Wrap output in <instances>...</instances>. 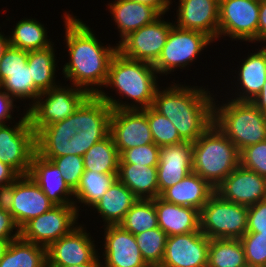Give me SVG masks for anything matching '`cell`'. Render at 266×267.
<instances>
[{
  "label": "cell",
  "instance_id": "cell-49",
  "mask_svg": "<svg viewBox=\"0 0 266 267\" xmlns=\"http://www.w3.org/2000/svg\"><path fill=\"white\" fill-rule=\"evenodd\" d=\"M14 98L8 95L0 87V125H6L5 121L12 119L11 112L14 110ZM13 109V110H12Z\"/></svg>",
  "mask_w": 266,
  "mask_h": 267
},
{
  "label": "cell",
  "instance_id": "cell-31",
  "mask_svg": "<svg viewBox=\"0 0 266 267\" xmlns=\"http://www.w3.org/2000/svg\"><path fill=\"white\" fill-rule=\"evenodd\" d=\"M55 57L53 45L45 49L28 52L27 64L34 81V87L40 93L57 86V82H55V65H57L55 60L57 59Z\"/></svg>",
  "mask_w": 266,
  "mask_h": 267
},
{
  "label": "cell",
  "instance_id": "cell-21",
  "mask_svg": "<svg viewBox=\"0 0 266 267\" xmlns=\"http://www.w3.org/2000/svg\"><path fill=\"white\" fill-rule=\"evenodd\" d=\"M28 175L39 185L52 204L74 205V199L71 198L74 197V192L65 183L61 171L51 160L35 152Z\"/></svg>",
  "mask_w": 266,
  "mask_h": 267
},
{
  "label": "cell",
  "instance_id": "cell-42",
  "mask_svg": "<svg viewBox=\"0 0 266 267\" xmlns=\"http://www.w3.org/2000/svg\"><path fill=\"white\" fill-rule=\"evenodd\" d=\"M70 139L57 135H35L36 153L43 158L69 155Z\"/></svg>",
  "mask_w": 266,
  "mask_h": 267
},
{
  "label": "cell",
  "instance_id": "cell-28",
  "mask_svg": "<svg viewBox=\"0 0 266 267\" xmlns=\"http://www.w3.org/2000/svg\"><path fill=\"white\" fill-rule=\"evenodd\" d=\"M119 179L138 199L158 197L157 166L119 164Z\"/></svg>",
  "mask_w": 266,
  "mask_h": 267
},
{
  "label": "cell",
  "instance_id": "cell-13",
  "mask_svg": "<svg viewBox=\"0 0 266 267\" xmlns=\"http://www.w3.org/2000/svg\"><path fill=\"white\" fill-rule=\"evenodd\" d=\"M209 243L201 231L169 236L159 267H207Z\"/></svg>",
  "mask_w": 266,
  "mask_h": 267
},
{
  "label": "cell",
  "instance_id": "cell-32",
  "mask_svg": "<svg viewBox=\"0 0 266 267\" xmlns=\"http://www.w3.org/2000/svg\"><path fill=\"white\" fill-rule=\"evenodd\" d=\"M47 29L35 19H22L16 23L9 36L10 45L23 51H35L48 48L52 44L47 37Z\"/></svg>",
  "mask_w": 266,
  "mask_h": 267
},
{
  "label": "cell",
  "instance_id": "cell-27",
  "mask_svg": "<svg viewBox=\"0 0 266 267\" xmlns=\"http://www.w3.org/2000/svg\"><path fill=\"white\" fill-rule=\"evenodd\" d=\"M139 199L119 180L105 192L102 198L93 206V210L101 215L106 225H119L125 214Z\"/></svg>",
  "mask_w": 266,
  "mask_h": 267
},
{
  "label": "cell",
  "instance_id": "cell-5",
  "mask_svg": "<svg viewBox=\"0 0 266 267\" xmlns=\"http://www.w3.org/2000/svg\"><path fill=\"white\" fill-rule=\"evenodd\" d=\"M214 100V123L239 152L266 140V113L250 101L228 99L219 106Z\"/></svg>",
  "mask_w": 266,
  "mask_h": 267
},
{
  "label": "cell",
  "instance_id": "cell-50",
  "mask_svg": "<svg viewBox=\"0 0 266 267\" xmlns=\"http://www.w3.org/2000/svg\"><path fill=\"white\" fill-rule=\"evenodd\" d=\"M14 201V182L0 186V209L11 211Z\"/></svg>",
  "mask_w": 266,
  "mask_h": 267
},
{
  "label": "cell",
  "instance_id": "cell-56",
  "mask_svg": "<svg viewBox=\"0 0 266 267\" xmlns=\"http://www.w3.org/2000/svg\"><path fill=\"white\" fill-rule=\"evenodd\" d=\"M9 46H10L9 35L5 36L4 33L2 34V32H0V61Z\"/></svg>",
  "mask_w": 266,
  "mask_h": 267
},
{
  "label": "cell",
  "instance_id": "cell-38",
  "mask_svg": "<svg viewBox=\"0 0 266 267\" xmlns=\"http://www.w3.org/2000/svg\"><path fill=\"white\" fill-rule=\"evenodd\" d=\"M141 111L147 116L153 142L158 147L179 144L184 141L172 122L152 106Z\"/></svg>",
  "mask_w": 266,
  "mask_h": 267
},
{
  "label": "cell",
  "instance_id": "cell-44",
  "mask_svg": "<svg viewBox=\"0 0 266 267\" xmlns=\"http://www.w3.org/2000/svg\"><path fill=\"white\" fill-rule=\"evenodd\" d=\"M247 233L266 235V199L248 206Z\"/></svg>",
  "mask_w": 266,
  "mask_h": 267
},
{
  "label": "cell",
  "instance_id": "cell-53",
  "mask_svg": "<svg viewBox=\"0 0 266 267\" xmlns=\"http://www.w3.org/2000/svg\"><path fill=\"white\" fill-rule=\"evenodd\" d=\"M154 8L160 15H165L170 9L172 0H132Z\"/></svg>",
  "mask_w": 266,
  "mask_h": 267
},
{
  "label": "cell",
  "instance_id": "cell-45",
  "mask_svg": "<svg viewBox=\"0 0 266 267\" xmlns=\"http://www.w3.org/2000/svg\"><path fill=\"white\" fill-rule=\"evenodd\" d=\"M109 134H88L78 131L69 141V155L83 156L95 143Z\"/></svg>",
  "mask_w": 266,
  "mask_h": 267
},
{
  "label": "cell",
  "instance_id": "cell-11",
  "mask_svg": "<svg viewBox=\"0 0 266 267\" xmlns=\"http://www.w3.org/2000/svg\"><path fill=\"white\" fill-rule=\"evenodd\" d=\"M78 216L74 205H55L49 211L28 221L20 229V237L47 248L77 226Z\"/></svg>",
  "mask_w": 266,
  "mask_h": 267
},
{
  "label": "cell",
  "instance_id": "cell-25",
  "mask_svg": "<svg viewBox=\"0 0 266 267\" xmlns=\"http://www.w3.org/2000/svg\"><path fill=\"white\" fill-rule=\"evenodd\" d=\"M245 58L237 74L239 97H234L237 101H252L261 91L266 80V47H262L257 52L250 53ZM240 85V86H239ZM242 91V92H240ZM240 93V94H239Z\"/></svg>",
  "mask_w": 266,
  "mask_h": 267
},
{
  "label": "cell",
  "instance_id": "cell-19",
  "mask_svg": "<svg viewBox=\"0 0 266 267\" xmlns=\"http://www.w3.org/2000/svg\"><path fill=\"white\" fill-rule=\"evenodd\" d=\"M193 143L183 141L179 144L160 147L157 165L158 197L160 194L192 172Z\"/></svg>",
  "mask_w": 266,
  "mask_h": 267
},
{
  "label": "cell",
  "instance_id": "cell-52",
  "mask_svg": "<svg viewBox=\"0 0 266 267\" xmlns=\"http://www.w3.org/2000/svg\"><path fill=\"white\" fill-rule=\"evenodd\" d=\"M19 176L12 167L0 161V186L14 182Z\"/></svg>",
  "mask_w": 266,
  "mask_h": 267
},
{
  "label": "cell",
  "instance_id": "cell-55",
  "mask_svg": "<svg viewBox=\"0 0 266 267\" xmlns=\"http://www.w3.org/2000/svg\"><path fill=\"white\" fill-rule=\"evenodd\" d=\"M99 253L98 255L90 262L85 264L79 265H68V266H47V267H102V262L99 260Z\"/></svg>",
  "mask_w": 266,
  "mask_h": 267
},
{
  "label": "cell",
  "instance_id": "cell-15",
  "mask_svg": "<svg viewBox=\"0 0 266 267\" xmlns=\"http://www.w3.org/2000/svg\"><path fill=\"white\" fill-rule=\"evenodd\" d=\"M109 134L120 154L154 143L147 116L141 110H112Z\"/></svg>",
  "mask_w": 266,
  "mask_h": 267
},
{
  "label": "cell",
  "instance_id": "cell-35",
  "mask_svg": "<svg viewBox=\"0 0 266 267\" xmlns=\"http://www.w3.org/2000/svg\"><path fill=\"white\" fill-rule=\"evenodd\" d=\"M0 87L14 99L36 101L40 92L34 87L30 68L26 64L16 71H0Z\"/></svg>",
  "mask_w": 266,
  "mask_h": 267
},
{
  "label": "cell",
  "instance_id": "cell-51",
  "mask_svg": "<svg viewBox=\"0 0 266 267\" xmlns=\"http://www.w3.org/2000/svg\"><path fill=\"white\" fill-rule=\"evenodd\" d=\"M259 42L266 43V0H260L259 4L258 43ZM262 46L266 47V45Z\"/></svg>",
  "mask_w": 266,
  "mask_h": 267
},
{
  "label": "cell",
  "instance_id": "cell-37",
  "mask_svg": "<svg viewBox=\"0 0 266 267\" xmlns=\"http://www.w3.org/2000/svg\"><path fill=\"white\" fill-rule=\"evenodd\" d=\"M144 261L159 267L164 256L167 234L159 227L134 235Z\"/></svg>",
  "mask_w": 266,
  "mask_h": 267
},
{
  "label": "cell",
  "instance_id": "cell-17",
  "mask_svg": "<svg viewBox=\"0 0 266 267\" xmlns=\"http://www.w3.org/2000/svg\"><path fill=\"white\" fill-rule=\"evenodd\" d=\"M102 267H150L143 259L135 236L120 225L104 226Z\"/></svg>",
  "mask_w": 266,
  "mask_h": 267
},
{
  "label": "cell",
  "instance_id": "cell-12",
  "mask_svg": "<svg viewBox=\"0 0 266 267\" xmlns=\"http://www.w3.org/2000/svg\"><path fill=\"white\" fill-rule=\"evenodd\" d=\"M163 19L160 15L152 23L128 34L117 43V51L126 58L153 65L158 60L174 25Z\"/></svg>",
  "mask_w": 266,
  "mask_h": 267
},
{
  "label": "cell",
  "instance_id": "cell-14",
  "mask_svg": "<svg viewBox=\"0 0 266 267\" xmlns=\"http://www.w3.org/2000/svg\"><path fill=\"white\" fill-rule=\"evenodd\" d=\"M90 233L78 225L46 248L47 266H68L90 263L97 249Z\"/></svg>",
  "mask_w": 266,
  "mask_h": 267
},
{
  "label": "cell",
  "instance_id": "cell-29",
  "mask_svg": "<svg viewBox=\"0 0 266 267\" xmlns=\"http://www.w3.org/2000/svg\"><path fill=\"white\" fill-rule=\"evenodd\" d=\"M0 267H47L46 247L19 237L9 243Z\"/></svg>",
  "mask_w": 266,
  "mask_h": 267
},
{
  "label": "cell",
  "instance_id": "cell-54",
  "mask_svg": "<svg viewBox=\"0 0 266 267\" xmlns=\"http://www.w3.org/2000/svg\"><path fill=\"white\" fill-rule=\"evenodd\" d=\"M251 102L263 113H266V80L260 93Z\"/></svg>",
  "mask_w": 266,
  "mask_h": 267
},
{
  "label": "cell",
  "instance_id": "cell-24",
  "mask_svg": "<svg viewBox=\"0 0 266 267\" xmlns=\"http://www.w3.org/2000/svg\"><path fill=\"white\" fill-rule=\"evenodd\" d=\"M107 8L113 15L121 40L160 16L154 8L132 0H115Z\"/></svg>",
  "mask_w": 266,
  "mask_h": 267
},
{
  "label": "cell",
  "instance_id": "cell-48",
  "mask_svg": "<svg viewBox=\"0 0 266 267\" xmlns=\"http://www.w3.org/2000/svg\"><path fill=\"white\" fill-rule=\"evenodd\" d=\"M13 230H16L15 233H13ZM19 237L20 229L10 212L0 209V240L13 241Z\"/></svg>",
  "mask_w": 266,
  "mask_h": 267
},
{
  "label": "cell",
  "instance_id": "cell-36",
  "mask_svg": "<svg viewBox=\"0 0 266 267\" xmlns=\"http://www.w3.org/2000/svg\"><path fill=\"white\" fill-rule=\"evenodd\" d=\"M119 225L133 235L159 227L154 201L139 199L125 214Z\"/></svg>",
  "mask_w": 266,
  "mask_h": 267
},
{
  "label": "cell",
  "instance_id": "cell-47",
  "mask_svg": "<svg viewBox=\"0 0 266 267\" xmlns=\"http://www.w3.org/2000/svg\"><path fill=\"white\" fill-rule=\"evenodd\" d=\"M77 128L74 125V113L66 119L43 127L35 135H57L72 138L77 134Z\"/></svg>",
  "mask_w": 266,
  "mask_h": 267
},
{
  "label": "cell",
  "instance_id": "cell-57",
  "mask_svg": "<svg viewBox=\"0 0 266 267\" xmlns=\"http://www.w3.org/2000/svg\"><path fill=\"white\" fill-rule=\"evenodd\" d=\"M11 241H5V240H0V260L3 258V255Z\"/></svg>",
  "mask_w": 266,
  "mask_h": 267
},
{
  "label": "cell",
  "instance_id": "cell-23",
  "mask_svg": "<svg viewBox=\"0 0 266 267\" xmlns=\"http://www.w3.org/2000/svg\"><path fill=\"white\" fill-rule=\"evenodd\" d=\"M215 192L216 189L192 171L177 184L165 189L159 197L166 202L201 211Z\"/></svg>",
  "mask_w": 266,
  "mask_h": 267
},
{
  "label": "cell",
  "instance_id": "cell-22",
  "mask_svg": "<svg viewBox=\"0 0 266 267\" xmlns=\"http://www.w3.org/2000/svg\"><path fill=\"white\" fill-rule=\"evenodd\" d=\"M156 208L159 228L167 236L200 231V211L164 201L160 197L152 199Z\"/></svg>",
  "mask_w": 266,
  "mask_h": 267
},
{
  "label": "cell",
  "instance_id": "cell-26",
  "mask_svg": "<svg viewBox=\"0 0 266 267\" xmlns=\"http://www.w3.org/2000/svg\"><path fill=\"white\" fill-rule=\"evenodd\" d=\"M112 108L98 95H89L74 112V125L88 134H109Z\"/></svg>",
  "mask_w": 266,
  "mask_h": 267
},
{
  "label": "cell",
  "instance_id": "cell-4",
  "mask_svg": "<svg viewBox=\"0 0 266 267\" xmlns=\"http://www.w3.org/2000/svg\"><path fill=\"white\" fill-rule=\"evenodd\" d=\"M239 165V150L215 123L193 142L192 171L214 189Z\"/></svg>",
  "mask_w": 266,
  "mask_h": 267
},
{
  "label": "cell",
  "instance_id": "cell-20",
  "mask_svg": "<svg viewBox=\"0 0 266 267\" xmlns=\"http://www.w3.org/2000/svg\"><path fill=\"white\" fill-rule=\"evenodd\" d=\"M178 28L205 33L213 41L218 38L219 0H179Z\"/></svg>",
  "mask_w": 266,
  "mask_h": 267
},
{
  "label": "cell",
  "instance_id": "cell-10",
  "mask_svg": "<svg viewBox=\"0 0 266 267\" xmlns=\"http://www.w3.org/2000/svg\"><path fill=\"white\" fill-rule=\"evenodd\" d=\"M260 0H219L218 39L257 43Z\"/></svg>",
  "mask_w": 266,
  "mask_h": 267
},
{
  "label": "cell",
  "instance_id": "cell-1",
  "mask_svg": "<svg viewBox=\"0 0 266 267\" xmlns=\"http://www.w3.org/2000/svg\"><path fill=\"white\" fill-rule=\"evenodd\" d=\"M63 17L70 60L64 64L62 74L89 95H98L101 86L105 87L107 82L109 65L118 52L117 46H103L94 31L76 16L64 13Z\"/></svg>",
  "mask_w": 266,
  "mask_h": 267
},
{
  "label": "cell",
  "instance_id": "cell-2",
  "mask_svg": "<svg viewBox=\"0 0 266 267\" xmlns=\"http://www.w3.org/2000/svg\"><path fill=\"white\" fill-rule=\"evenodd\" d=\"M189 87L174 83L158 88L152 107L172 122L184 141L193 143L214 123L215 96L203 87Z\"/></svg>",
  "mask_w": 266,
  "mask_h": 267
},
{
  "label": "cell",
  "instance_id": "cell-39",
  "mask_svg": "<svg viewBox=\"0 0 266 267\" xmlns=\"http://www.w3.org/2000/svg\"><path fill=\"white\" fill-rule=\"evenodd\" d=\"M45 159L51 160L54 163V165L61 171L65 183L74 192L85 171L83 156L65 155Z\"/></svg>",
  "mask_w": 266,
  "mask_h": 267
},
{
  "label": "cell",
  "instance_id": "cell-41",
  "mask_svg": "<svg viewBox=\"0 0 266 267\" xmlns=\"http://www.w3.org/2000/svg\"><path fill=\"white\" fill-rule=\"evenodd\" d=\"M160 147L155 143L126 149L120 154L119 164H137L141 166H157Z\"/></svg>",
  "mask_w": 266,
  "mask_h": 267
},
{
  "label": "cell",
  "instance_id": "cell-46",
  "mask_svg": "<svg viewBox=\"0 0 266 267\" xmlns=\"http://www.w3.org/2000/svg\"><path fill=\"white\" fill-rule=\"evenodd\" d=\"M28 60V52L9 46L0 61V71H16L22 69Z\"/></svg>",
  "mask_w": 266,
  "mask_h": 267
},
{
  "label": "cell",
  "instance_id": "cell-33",
  "mask_svg": "<svg viewBox=\"0 0 266 267\" xmlns=\"http://www.w3.org/2000/svg\"><path fill=\"white\" fill-rule=\"evenodd\" d=\"M118 174H102L93 171H84L80 183L74 191V206L77 213L80 211L78 203L93 207L102 198L105 192L117 179ZM78 200V201H77Z\"/></svg>",
  "mask_w": 266,
  "mask_h": 267
},
{
  "label": "cell",
  "instance_id": "cell-8",
  "mask_svg": "<svg viewBox=\"0 0 266 267\" xmlns=\"http://www.w3.org/2000/svg\"><path fill=\"white\" fill-rule=\"evenodd\" d=\"M213 40L205 33L172 26L158 60L153 64L157 74H170L176 68L186 69Z\"/></svg>",
  "mask_w": 266,
  "mask_h": 267
},
{
  "label": "cell",
  "instance_id": "cell-6",
  "mask_svg": "<svg viewBox=\"0 0 266 267\" xmlns=\"http://www.w3.org/2000/svg\"><path fill=\"white\" fill-rule=\"evenodd\" d=\"M247 220L248 206L215 192L200 211V231L209 239H240L247 233Z\"/></svg>",
  "mask_w": 266,
  "mask_h": 267
},
{
  "label": "cell",
  "instance_id": "cell-16",
  "mask_svg": "<svg viewBox=\"0 0 266 267\" xmlns=\"http://www.w3.org/2000/svg\"><path fill=\"white\" fill-rule=\"evenodd\" d=\"M224 200L251 206L266 199V177L241 164L216 188Z\"/></svg>",
  "mask_w": 266,
  "mask_h": 267
},
{
  "label": "cell",
  "instance_id": "cell-30",
  "mask_svg": "<svg viewBox=\"0 0 266 267\" xmlns=\"http://www.w3.org/2000/svg\"><path fill=\"white\" fill-rule=\"evenodd\" d=\"M85 171L102 174H118L120 153L109 134L95 143L83 155Z\"/></svg>",
  "mask_w": 266,
  "mask_h": 267
},
{
  "label": "cell",
  "instance_id": "cell-18",
  "mask_svg": "<svg viewBox=\"0 0 266 267\" xmlns=\"http://www.w3.org/2000/svg\"><path fill=\"white\" fill-rule=\"evenodd\" d=\"M54 206L29 175H20L14 181V201L10 214L19 229Z\"/></svg>",
  "mask_w": 266,
  "mask_h": 267
},
{
  "label": "cell",
  "instance_id": "cell-3",
  "mask_svg": "<svg viewBox=\"0 0 266 267\" xmlns=\"http://www.w3.org/2000/svg\"><path fill=\"white\" fill-rule=\"evenodd\" d=\"M157 71L150 63L132 60L117 52L109 65L108 79L105 87L115 89L119 96L131 99L132 103L123 102L108 96L103 91L98 96L104 100L112 110H142L153 105L154 97L159 85ZM123 102V103H122Z\"/></svg>",
  "mask_w": 266,
  "mask_h": 267
},
{
  "label": "cell",
  "instance_id": "cell-7",
  "mask_svg": "<svg viewBox=\"0 0 266 267\" xmlns=\"http://www.w3.org/2000/svg\"><path fill=\"white\" fill-rule=\"evenodd\" d=\"M70 86L64 87L58 84L40 93L36 101L29 104L30 107L26 112L35 134L43 127L60 122L72 115L89 96L85 90L74 85Z\"/></svg>",
  "mask_w": 266,
  "mask_h": 267
},
{
  "label": "cell",
  "instance_id": "cell-9",
  "mask_svg": "<svg viewBox=\"0 0 266 267\" xmlns=\"http://www.w3.org/2000/svg\"><path fill=\"white\" fill-rule=\"evenodd\" d=\"M11 128L0 125V161L8 164L19 175H28L32 156L36 152L35 132L27 112Z\"/></svg>",
  "mask_w": 266,
  "mask_h": 267
},
{
  "label": "cell",
  "instance_id": "cell-34",
  "mask_svg": "<svg viewBox=\"0 0 266 267\" xmlns=\"http://www.w3.org/2000/svg\"><path fill=\"white\" fill-rule=\"evenodd\" d=\"M247 265L240 239H210L207 267H243Z\"/></svg>",
  "mask_w": 266,
  "mask_h": 267
},
{
  "label": "cell",
  "instance_id": "cell-40",
  "mask_svg": "<svg viewBox=\"0 0 266 267\" xmlns=\"http://www.w3.org/2000/svg\"><path fill=\"white\" fill-rule=\"evenodd\" d=\"M245 260L250 267H266V235L246 233L241 238Z\"/></svg>",
  "mask_w": 266,
  "mask_h": 267
},
{
  "label": "cell",
  "instance_id": "cell-43",
  "mask_svg": "<svg viewBox=\"0 0 266 267\" xmlns=\"http://www.w3.org/2000/svg\"><path fill=\"white\" fill-rule=\"evenodd\" d=\"M240 164L266 177V140L244 148L240 152Z\"/></svg>",
  "mask_w": 266,
  "mask_h": 267
}]
</instances>
